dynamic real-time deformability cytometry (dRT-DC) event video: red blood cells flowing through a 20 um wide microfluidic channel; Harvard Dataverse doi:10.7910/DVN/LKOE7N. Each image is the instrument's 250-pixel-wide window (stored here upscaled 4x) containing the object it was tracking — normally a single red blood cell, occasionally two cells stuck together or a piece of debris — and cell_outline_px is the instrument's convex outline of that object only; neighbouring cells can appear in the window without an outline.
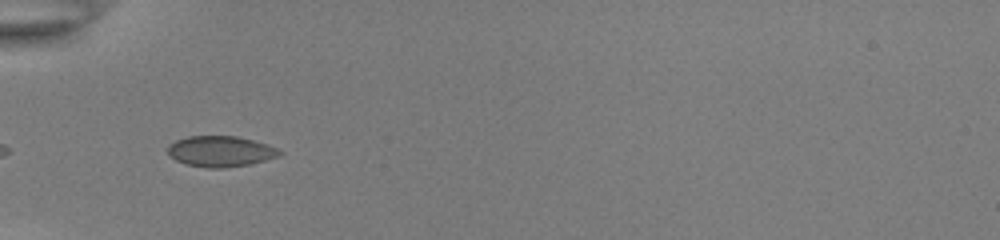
{"species": "common noctule bat (a hibernating species)", "species_latin": "Nyctalus noctula", "temperature_condition": "room temperature", "stored_images_in_passage": 37, "camera_frame_rate_fps": 3000, "um_per_image_px": 0.085, "animal": {"sex": "female", "body_mass_g": 22.0, "forearm_length_mm": 56.7}, "frame": {"image": 1, "passage_image": 3, "time_ms": 0.667, "image_size_px": [1000, 240], "cell_outline_px": [[284, 152], [276, 156], [264, 160], [248, 164], [224, 168], [204, 168], [184, 164], [176, 160], [168, 152], [168, 144], [176, 140], [188, 136], [236, 136], [268, 144]], "centroid_in_image_um": [18.71, 12.86], "position_along_channel_um": 66.3, "area_um2": 19.94}}
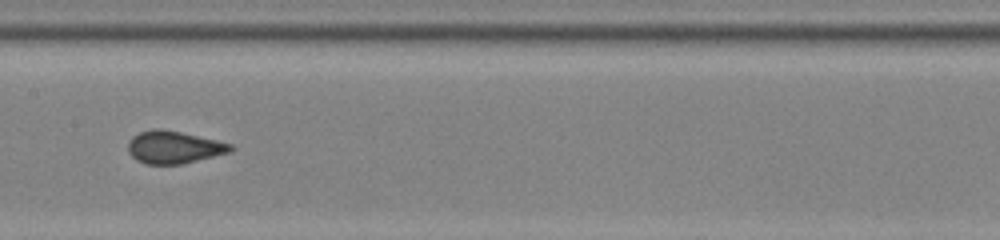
{"frame": {"image": 2, "passage_image": 13, "time_ms": 4.0, "image_size_px": [1000, 240], "cell_outline_px": [[236, 148], [232, 152], [180, 164], [144, 164], [136, 160], [128, 152], [128, 144], [132, 136], [140, 132], [180, 132], [216, 140], [232, 144]], "centroid_in_image_um": [14.83, 12.57], "position_along_channel_um": 192.6, "area_um2": 18.79}}
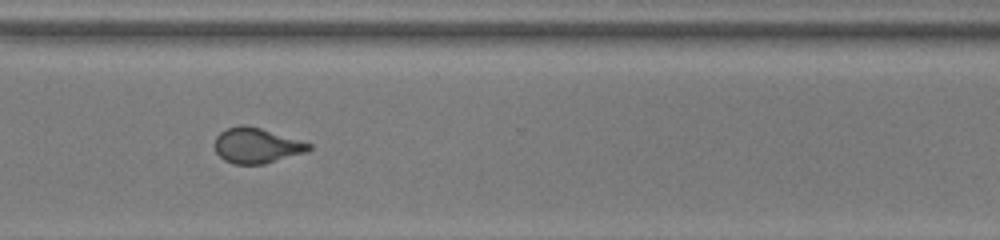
{"frame": {"image": 3, "passage_image": 25, "time_ms": 8.0, "image_size_px": [1000, 240], "cell_outline_px": [[312, 148], [308, 152], [264, 164], [232, 164], [224, 160], [216, 152], [216, 136], [220, 132], [228, 128], [240, 124], [244, 124], [260, 128], [312, 144]], "centroid_in_image_um": [21.82, 12.38], "position_along_channel_um": 348.8, "area_um2": 19.31}}